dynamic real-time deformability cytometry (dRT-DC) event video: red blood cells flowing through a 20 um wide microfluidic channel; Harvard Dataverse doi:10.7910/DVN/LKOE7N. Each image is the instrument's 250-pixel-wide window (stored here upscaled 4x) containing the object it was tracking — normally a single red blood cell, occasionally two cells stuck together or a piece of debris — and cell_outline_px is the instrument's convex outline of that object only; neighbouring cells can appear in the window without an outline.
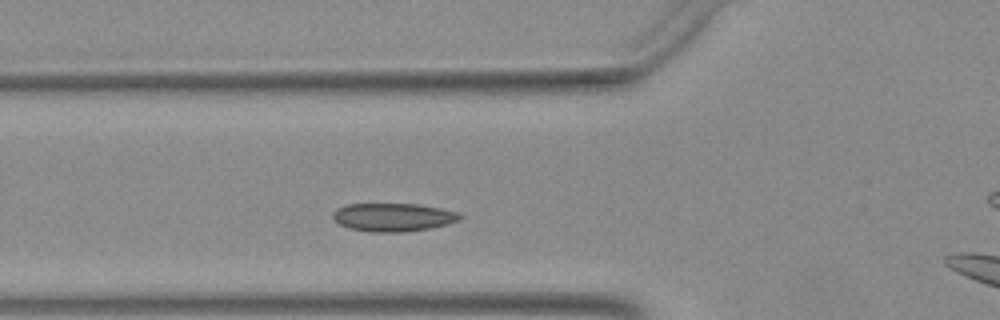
{"species": "Egyptian fruit bat (a non-hibernating species)", "species_latin": "Rousettus aegyptiacus", "temperature_condition": "warm", "stored_images_in_passage": 38, "camera_frame_rate_fps": 3000, "um_per_image_px": 0.085, "animal": {"sex": "female"}, "frame": {"image": 1, "passage_image": 10, "time_ms": 3.0, "image_size_px": [1000, 320], "cell_outline_px": [[464, 216], [460, 220], [448, 224], [428, 228], [404, 232], [372, 232], [348, 228], [340, 224], [332, 216], [332, 212], [336, 208], [348, 204], [416, 204], [440, 208], [456, 212]], "centroid_in_image_um": [33.41, 18.46], "position_along_channel_um": 92.4, "area_um2": 20.87}}
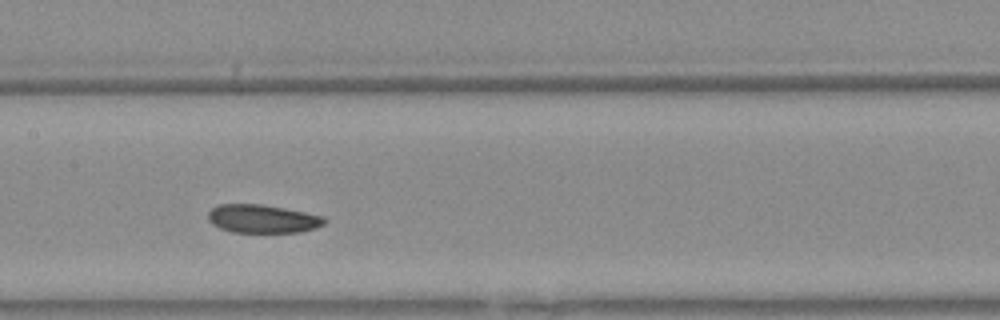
{"frame": {"image": 2, "passage_image": 17, "time_ms": 5.333, "image_size_px": [1000, 320], "cell_outline_px": [[328, 220], [324, 224], [316, 228], [300, 232], [232, 232], [220, 228], [212, 224], [208, 220], [208, 212], [212, 208], [220, 204], [264, 204], [324, 216]], "centroid_in_image_um": [22.33, 18.59], "position_along_channel_um": 185.1, "area_um2": 19.31}}
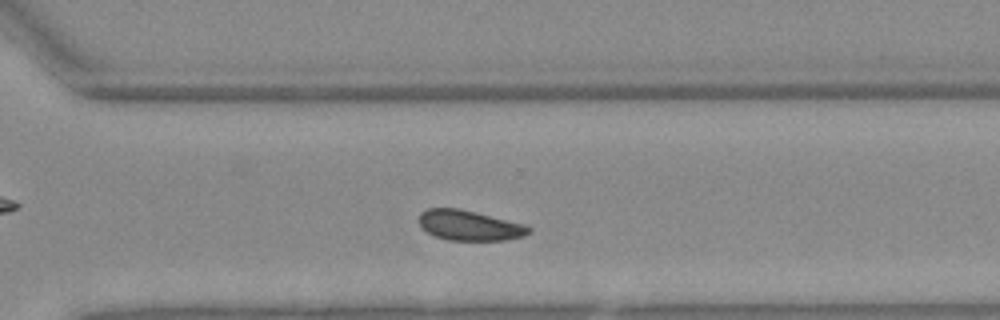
{"frame": {"image": 3, "passage_image": 28, "time_ms": 9.0, "image_size_px": [1000, 320], "cell_outline_px": [[532, 232], [524, 236], [508, 240], [448, 240], [436, 236], [420, 228], [420, 212], [428, 208], [456, 208], [524, 224], [532, 228]], "centroid_in_image_um": [39.91, 19.17], "position_along_channel_um": 330.7, "area_um2": 19.13}}